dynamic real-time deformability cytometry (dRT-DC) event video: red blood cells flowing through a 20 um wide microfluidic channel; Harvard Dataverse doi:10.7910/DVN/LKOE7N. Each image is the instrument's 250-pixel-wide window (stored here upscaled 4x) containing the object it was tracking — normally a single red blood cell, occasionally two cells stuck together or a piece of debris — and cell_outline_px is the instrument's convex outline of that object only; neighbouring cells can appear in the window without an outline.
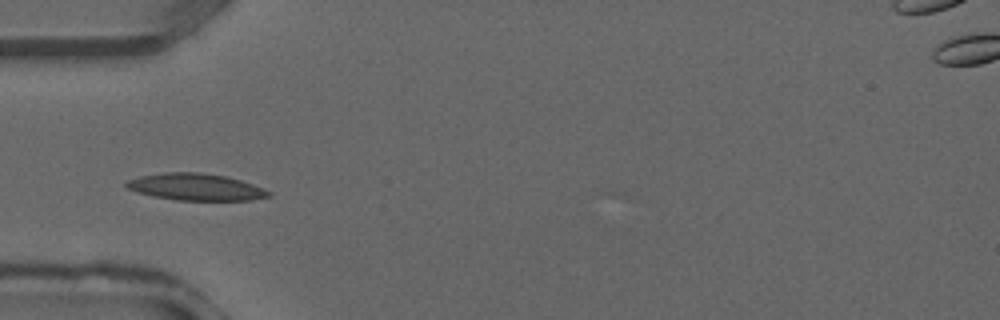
{"species": "common noctule bat (a hibernating species)", "species_latin": "Nyctalus noctula", "temperature_condition": "warm", "stored_images_in_passage": 15, "camera_frame_rate_fps": 3000, "um_per_image_px": 0.085, "animal": {"sex": "male", "forearm_length_mm": 52.5}, "frame": {"image": 1, "passage_image": 9, "time_ms": 2.667, "image_size_px": [1000, 320], "cell_outline_px": [[272, 196], [252, 200], [176, 200], [152, 196], [136, 192], [128, 188], [124, 184], [128, 180], [140, 176], [164, 172], [200, 172], [224, 176], [240, 180], [264, 188], [272, 192]], "centroid_in_image_um": [16.65, 15.9], "position_along_channel_um": 68.4, "area_um2": 22.31}}